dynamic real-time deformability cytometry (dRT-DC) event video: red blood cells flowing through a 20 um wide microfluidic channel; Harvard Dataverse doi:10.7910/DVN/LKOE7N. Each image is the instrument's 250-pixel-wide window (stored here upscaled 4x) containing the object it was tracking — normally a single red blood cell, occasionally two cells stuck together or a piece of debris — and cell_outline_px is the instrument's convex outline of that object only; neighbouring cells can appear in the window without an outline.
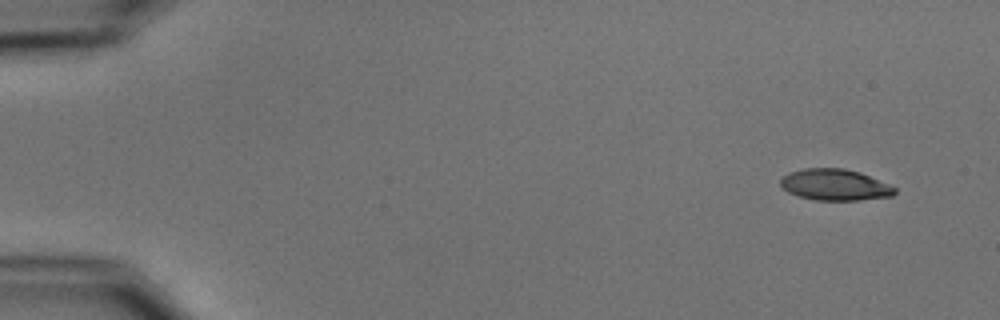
{"species": "common noctule bat (a hibernating species)", "species_latin": "Nyctalus noctula", "temperature_condition": "cold", "stored_images_in_passage": 5, "camera_frame_rate_fps": 3000, "um_per_image_px": 0.085, "animal": {"sex": "male", "body_mass_g": 15.6}, "frame": {"image": 1, "passage_image": 1, "time_ms": 0.0, "image_size_px": [1000, 320], "cell_outline_px": [[896, 192], [892, 196], [860, 200], [816, 200], [800, 196], [788, 192], [780, 184], [780, 180], [784, 176], [792, 172], [804, 168], [844, 168], [860, 172], [888, 184], [896, 188]], "centroid_in_image_um": [70.99, 15.71], "position_along_channel_um": 14.0, "area_um2": 20.63}}
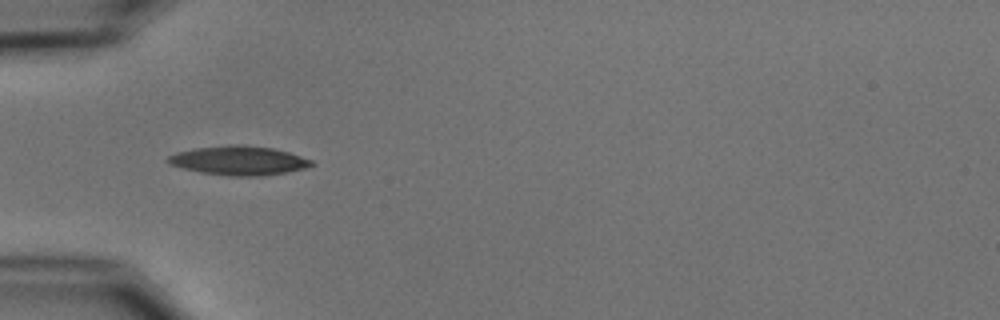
{"frame": {"image": 2, "passage_image": 5, "time_ms": 4.667, "image_size_px": [1000, 320], "cell_outline_px": [[316, 164], [304, 168], [284, 172], [260, 176], [228, 176], [200, 172], [168, 164], [164, 160], [168, 156], [176, 152], [192, 148], [232, 144], [244, 144], [272, 148], [288, 152], [312, 160]], "centroid_in_image_um": [20.24, 13.63], "position_along_channel_um": 64.8, "area_um2": 24.45}}